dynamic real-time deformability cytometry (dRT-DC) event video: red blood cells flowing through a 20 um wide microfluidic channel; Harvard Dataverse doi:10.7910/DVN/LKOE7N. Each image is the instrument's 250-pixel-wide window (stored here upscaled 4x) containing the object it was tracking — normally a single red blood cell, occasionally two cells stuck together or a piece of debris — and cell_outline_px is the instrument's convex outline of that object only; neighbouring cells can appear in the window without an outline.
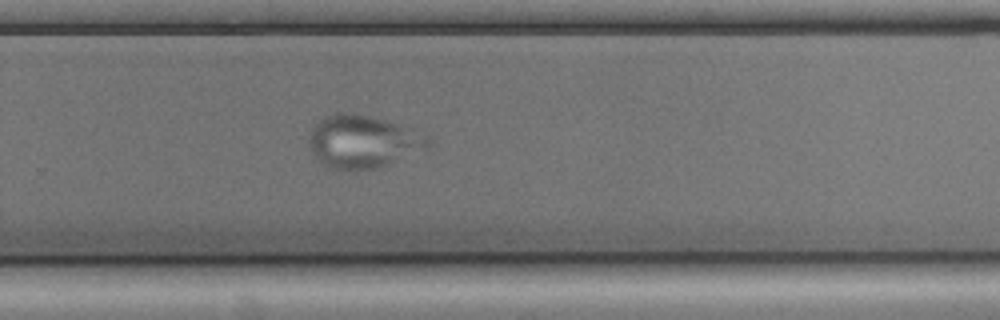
{"species": "common noctule bat (a hibernating species)", "species_latin": "Nyctalus noctula", "temperature_condition": "cold", "stored_images_in_passage": 44, "camera_frame_rate_fps": 3000, "um_per_image_px": 0.085, "animal": {"sex": "male", "body_mass_g": 17.9, "forearm_length_mm": 54.2}, "frame": {"image": 1, "passage_image": 24, "time_ms": 7.667, "image_size_px": [1000, 320], "cell_outline_px": [[432, 144], [428, 148], [388, 164], [376, 168], [332, 168], [324, 164], [316, 156], [308, 140], [312, 128], [320, 120], [328, 116], [352, 112], [356, 112], [384, 120], [408, 128], [428, 136]], "centroid_in_image_um": [30.88, 12.02], "position_along_channel_um": 298.9, "area_um2": 35.55}}